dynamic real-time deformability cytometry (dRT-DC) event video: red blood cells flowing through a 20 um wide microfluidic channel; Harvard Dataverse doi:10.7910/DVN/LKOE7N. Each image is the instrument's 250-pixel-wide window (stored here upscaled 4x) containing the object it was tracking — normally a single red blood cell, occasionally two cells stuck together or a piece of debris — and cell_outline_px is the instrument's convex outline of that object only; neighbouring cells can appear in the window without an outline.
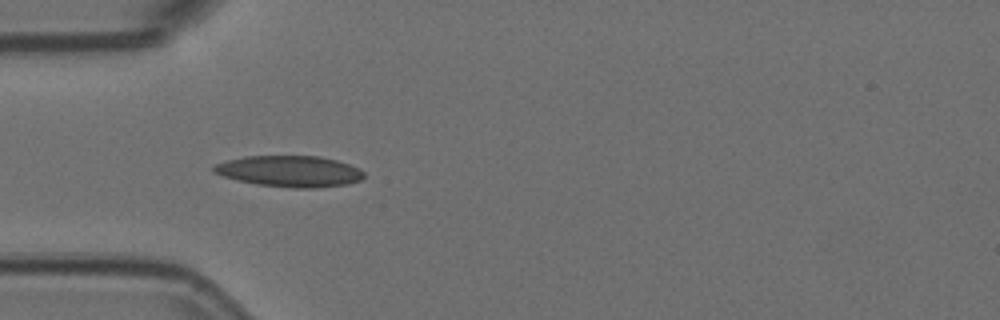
{"species": "Egyptian fruit bat (a non-hibernating species)", "species_latin": "Rousettus aegyptiacus", "temperature_condition": "room temperature", "stored_images_in_passage": 6, "camera_frame_rate_fps": 3000, "um_per_image_px": 0.085, "animal": {"sex": "female"}, "frame": {"image": 1, "passage_image": 5, "time_ms": 1.333, "image_size_px": [1000, 320], "cell_outline_px": [[364, 176], [360, 180], [348, 184], [316, 188], [292, 188], [256, 184], [224, 176], [212, 172], [212, 168], [216, 164], [228, 160], [244, 156], [320, 156], [336, 160], [360, 168], [364, 172]], "centroid_in_image_um": [24.65, 14.56], "position_along_channel_um": 60.4, "area_um2": 27.22}}
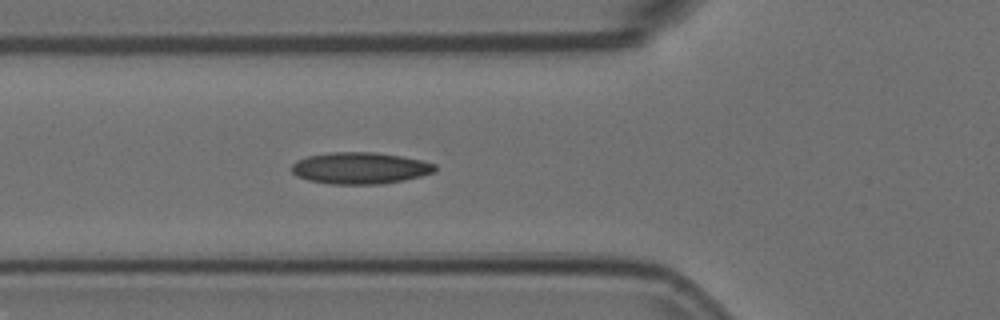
{"frame": {"image": 2, "passage_image": 6, "time_ms": 1.667, "image_size_px": [1000, 320], "cell_outline_px": [[436, 172], [404, 180], [380, 184], [332, 184], [308, 180], [296, 176], [292, 172], [292, 164], [296, 160], [308, 156], [328, 152], [376, 152], [400, 156], [420, 160], [436, 164]], "centroid_in_image_um": [30.59, 14.28], "position_along_channel_um": 95.2, "area_um2": 26.47}}